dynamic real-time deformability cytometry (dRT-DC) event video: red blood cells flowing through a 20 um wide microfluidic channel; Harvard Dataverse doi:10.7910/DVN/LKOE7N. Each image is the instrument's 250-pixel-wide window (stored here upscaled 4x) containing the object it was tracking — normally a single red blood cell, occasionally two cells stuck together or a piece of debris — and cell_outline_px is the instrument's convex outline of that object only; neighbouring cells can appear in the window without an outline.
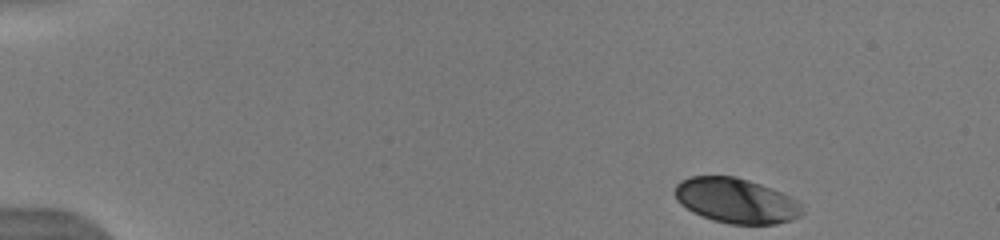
{"species": "human", "species_latin": "Homo sapiens", "temperature_condition": "warm", "stored_images_in_passage": 47, "camera_frame_rate_fps": 3000, "um_per_image_px": 0.085, "donor": {"sex": "male"}, "frame": {"image": 1, "passage_image": 1, "time_ms": 0.0, "image_size_px": [1000, 240], "cell_outline_px": [[804, 212], [800, 216], [792, 220], [776, 224], [728, 224], [712, 220], [692, 212], [680, 204], [676, 200], [672, 192], [676, 184], [680, 180], [692, 176], [736, 176], [760, 184], [780, 192], [788, 196], [800, 204]], "centroid_in_image_um": [62.51, 17.06], "position_along_channel_um": 22.5, "area_um2": 33.52}}
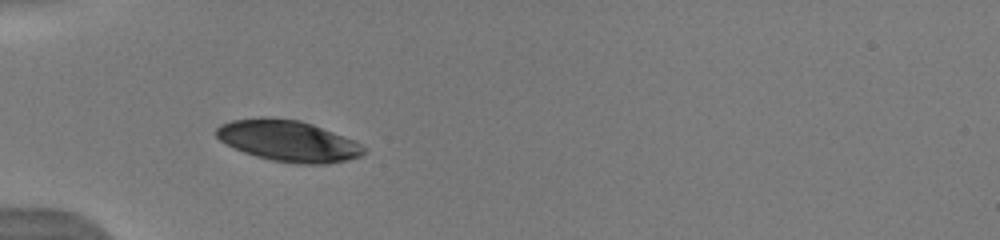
{"frame": {"image": 2, "passage_image": 12, "time_ms": 3.667, "image_size_px": [1000, 240], "cell_outline_px": [[364, 152], [360, 156], [348, 160], [328, 164], [300, 164], [272, 160], [256, 156], [244, 152], [220, 140], [216, 136], [216, 128], [220, 124], [232, 120], [260, 116], [268, 116], [300, 120], [312, 124], [352, 140], [360, 144], [364, 148]], "centroid_in_image_um": [24.46, 11.96], "position_along_channel_um": 60.5, "area_um2": 35.2}}
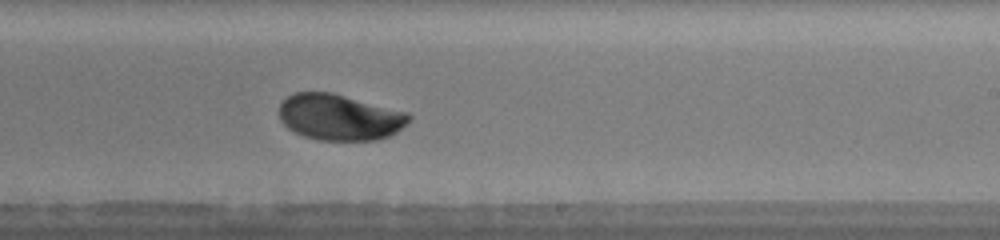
{"frame": {"image": 3, "passage_image": 28, "time_ms": 9.0, "image_size_px": [1000, 240], "cell_outline_px": [[412, 120], [408, 124], [396, 132], [380, 140], [316, 140], [304, 136], [288, 128], [280, 120], [280, 104], [288, 96], [296, 92], [332, 92], [408, 112], [412, 116]], "centroid_in_image_um": [28.91, 9.96], "position_along_channel_um": 260.1, "area_um2": 35.03}, "authors_computed_cell_mechanics": {"area_um2": 34.7956, "velocity_mm_per_s": 3.9211, "shape_relaxation_time_tau1_ms": 3.8793, "shape_relaxation_time_tau2_ms": 0.918, "deformation_change_tau1": 0.1265, "deformation_change_tau2": 0.0349}}